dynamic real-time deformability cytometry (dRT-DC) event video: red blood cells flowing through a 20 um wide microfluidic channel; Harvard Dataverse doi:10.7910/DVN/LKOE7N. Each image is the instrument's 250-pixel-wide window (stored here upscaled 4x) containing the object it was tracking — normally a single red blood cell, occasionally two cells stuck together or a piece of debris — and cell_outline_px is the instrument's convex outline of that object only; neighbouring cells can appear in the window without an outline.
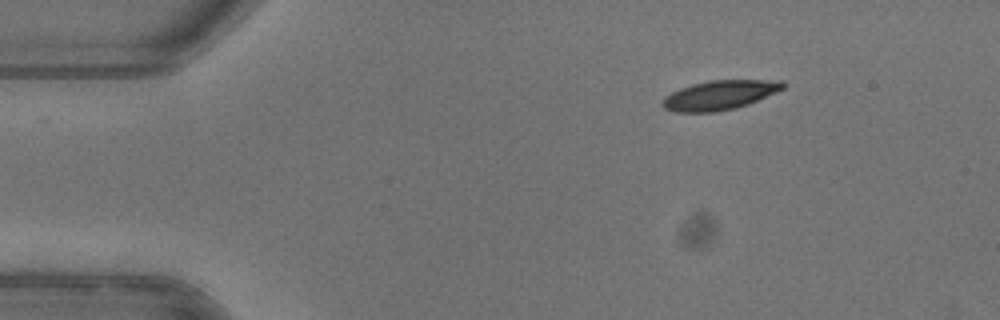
{"species": "common noctule bat (a hibernating species)", "species_latin": "Nyctalus noctula", "temperature_condition": "warm", "stored_images_in_passage": 45, "camera_frame_rate_fps": 3000, "um_per_image_px": 0.085, "animal": {"sex": "female"}, "frame": {"image": 1, "passage_image": 1, "time_ms": 0.0, "image_size_px": [1000, 320], "cell_outline_px": [[784, 88], [776, 92], [748, 104], [736, 108], [712, 112], [676, 112], [664, 108], [660, 104], [664, 96], [680, 88], [692, 84], [708, 80], [784, 80]], "centroid_in_image_um": [61.14, 8.08], "position_along_channel_um": 23.9, "area_um2": 20.63}}
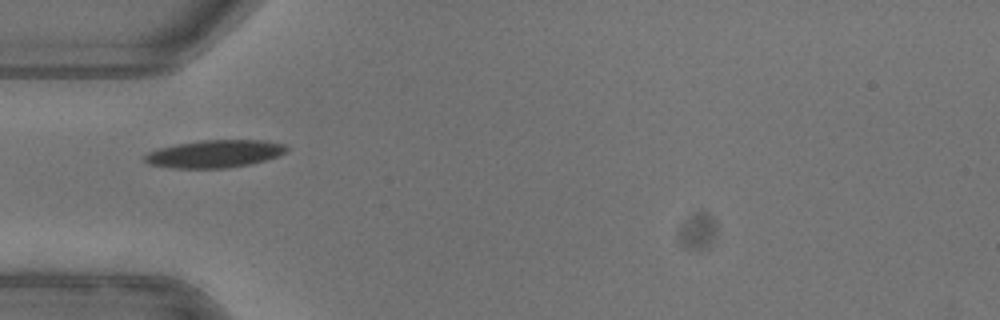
{"frame": {"image": 2, "passage_image": 10, "time_ms": 3.0, "image_size_px": [1000, 320], "cell_outline_px": [[288, 152], [252, 164], [228, 168], [172, 168], [148, 164], [144, 160], [144, 156], [148, 152], [160, 148], [176, 144], [200, 140], [264, 140], [284, 144], [288, 148]], "centroid_in_image_um": [18.25, 13.07], "position_along_channel_um": 66.7, "area_um2": 22.89}, "authors_computed_cell_mechanics": {"area_um2": 21.675, "velocity_mm_per_s": 3.9515, "shape_relaxation_time_tau1_ms": 4.6152, "shape_relaxation_time_tau2_ms": 2.3603, "deformation_change_tau1": 0.1753, "deformation_change_tau2": 0.061}}